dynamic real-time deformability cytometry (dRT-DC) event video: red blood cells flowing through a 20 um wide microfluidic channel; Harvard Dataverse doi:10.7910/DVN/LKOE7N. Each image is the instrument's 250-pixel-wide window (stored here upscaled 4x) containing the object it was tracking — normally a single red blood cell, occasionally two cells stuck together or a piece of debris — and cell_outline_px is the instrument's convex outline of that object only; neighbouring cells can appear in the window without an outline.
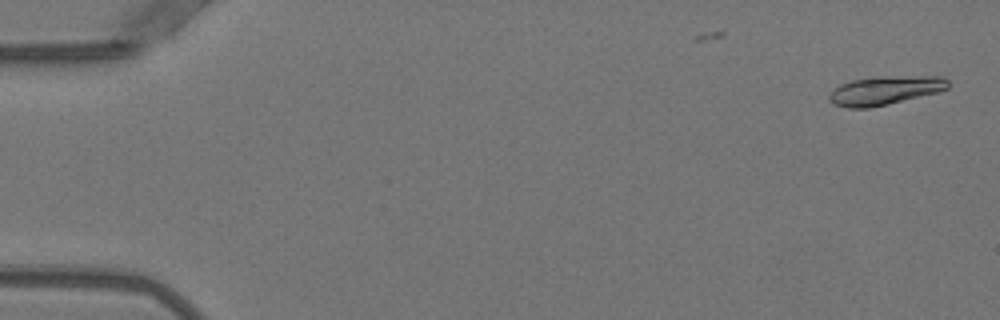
{"species": "Egyptian fruit bat (a non-hibernating species)", "species_latin": "Rousettus aegyptiacus", "temperature_condition": "warm", "stored_images_in_passage": 7, "camera_frame_rate_fps": 3000, "um_per_image_px": 0.085, "animal": {"sex": "female"}, "frame": {"image": 1, "passage_image": 1, "time_ms": 0.0, "image_size_px": [1000, 320], "cell_outline_px": [[948, 88], [940, 92], [888, 104], [868, 108], [848, 108], [832, 104], [828, 100], [828, 96], [840, 84], [852, 80], [872, 76], [944, 76], [948, 80]], "centroid_in_image_um": [75.24, 7.68], "position_along_channel_um": 9.8, "area_um2": 20.17}}